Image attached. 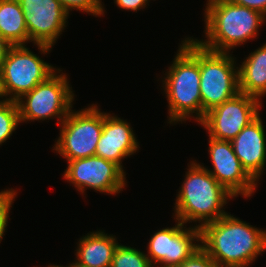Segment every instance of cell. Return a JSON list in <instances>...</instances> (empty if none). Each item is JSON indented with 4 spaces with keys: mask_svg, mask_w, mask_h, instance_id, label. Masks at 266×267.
<instances>
[{
    "mask_svg": "<svg viewBox=\"0 0 266 267\" xmlns=\"http://www.w3.org/2000/svg\"><path fill=\"white\" fill-rule=\"evenodd\" d=\"M64 9L69 13L71 10L87 12L95 16H103L104 6L101 0H59Z\"/></svg>",
    "mask_w": 266,
    "mask_h": 267,
    "instance_id": "cell-21",
    "label": "cell"
},
{
    "mask_svg": "<svg viewBox=\"0 0 266 267\" xmlns=\"http://www.w3.org/2000/svg\"><path fill=\"white\" fill-rule=\"evenodd\" d=\"M17 190L9 189L0 191V242L3 239V235L9 218L10 207L15 200Z\"/></svg>",
    "mask_w": 266,
    "mask_h": 267,
    "instance_id": "cell-22",
    "label": "cell"
},
{
    "mask_svg": "<svg viewBox=\"0 0 266 267\" xmlns=\"http://www.w3.org/2000/svg\"><path fill=\"white\" fill-rule=\"evenodd\" d=\"M0 34L12 46L25 45L30 41L18 0H0Z\"/></svg>",
    "mask_w": 266,
    "mask_h": 267,
    "instance_id": "cell-18",
    "label": "cell"
},
{
    "mask_svg": "<svg viewBox=\"0 0 266 267\" xmlns=\"http://www.w3.org/2000/svg\"><path fill=\"white\" fill-rule=\"evenodd\" d=\"M215 261L202 249H198L178 267H210Z\"/></svg>",
    "mask_w": 266,
    "mask_h": 267,
    "instance_id": "cell-23",
    "label": "cell"
},
{
    "mask_svg": "<svg viewBox=\"0 0 266 267\" xmlns=\"http://www.w3.org/2000/svg\"><path fill=\"white\" fill-rule=\"evenodd\" d=\"M239 91L257 99L266 94V43L238 67Z\"/></svg>",
    "mask_w": 266,
    "mask_h": 267,
    "instance_id": "cell-17",
    "label": "cell"
},
{
    "mask_svg": "<svg viewBox=\"0 0 266 267\" xmlns=\"http://www.w3.org/2000/svg\"><path fill=\"white\" fill-rule=\"evenodd\" d=\"M12 45L0 34V66Z\"/></svg>",
    "mask_w": 266,
    "mask_h": 267,
    "instance_id": "cell-26",
    "label": "cell"
},
{
    "mask_svg": "<svg viewBox=\"0 0 266 267\" xmlns=\"http://www.w3.org/2000/svg\"><path fill=\"white\" fill-rule=\"evenodd\" d=\"M181 44L199 62L203 120L207 112L240 92L238 67L232 54L205 49L193 38Z\"/></svg>",
    "mask_w": 266,
    "mask_h": 267,
    "instance_id": "cell-4",
    "label": "cell"
},
{
    "mask_svg": "<svg viewBox=\"0 0 266 267\" xmlns=\"http://www.w3.org/2000/svg\"><path fill=\"white\" fill-rule=\"evenodd\" d=\"M64 178L79 191L93 189L100 193L117 194L125 187V172L114 162L98 156L69 160Z\"/></svg>",
    "mask_w": 266,
    "mask_h": 267,
    "instance_id": "cell-12",
    "label": "cell"
},
{
    "mask_svg": "<svg viewBox=\"0 0 266 267\" xmlns=\"http://www.w3.org/2000/svg\"><path fill=\"white\" fill-rule=\"evenodd\" d=\"M132 129L126 120L103 112V129L95 156L114 162L124 171L122 159L133 155L140 148Z\"/></svg>",
    "mask_w": 266,
    "mask_h": 267,
    "instance_id": "cell-14",
    "label": "cell"
},
{
    "mask_svg": "<svg viewBox=\"0 0 266 267\" xmlns=\"http://www.w3.org/2000/svg\"><path fill=\"white\" fill-rule=\"evenodd\" d=\"M213 170L207 171L232 195L250 197L257 183L242 167L230 141L209 138L208 148Z\"/></svg>",
    "mask_w": 266,
    "mask_h": 267,
    "instance_id": "cell-13",
    "label": "cell"
},
{
    "mask_svg": "<svg viewBox=\"0 0 266 267\" xmlns=\"http://www.w3.org/2000/svg\"><path fill=\"white\" fill-rule=\"evenodd\" d=\"M116 5L123 10L137 11L145 8L149 0H114Z\"/></svg>",
    "mask_w": 266,
    "mask_h": 267,
    "instance_id": "cell-25",
    "label": "cell"
},
{
    "mask_svg": "<svg viewBox=\"0 0 266 267\" xmlns=\"http://www.w3.org/2000/svg\"><path fill=\"white\" fill-rule=\"evenodd\" d=\"M20 124L16 101L0 100V145L15 132Z\"/></svg>",
    "mask_w": 266,
    "mask_h": 267,
    "instance_id": "cell-20",
    "label": "cell"
},
{
    "mask_svg": "<svg viewBox=\"0 0 266 267\" xmlns=\"http://www.w3.org/2000/svg\"><path fill=\"white\" fill-rule=\"evenodd\" d=\"M260 102L253 96L239 92L233 98L207 112L200 124L208 131L209 137L231 141L260 115L259 108L262 107Z\"/></svg>",
    "mask_w": 266,
    "mask_h": 267,
    "instance_id": "cell-10",
    "label": "cell"
},
{
    "mask_svg": "<svg viewBox=\"0 0 266 267\" xmlns=\"http://www.w3.org/2000/svg\"><path fill=\"white\" fill-rule=\"evenodd\" d=\"M60 71L57 69L45 81L16 100L21 123L44 121L52 117H57L58 123H61L66 118L73 107L74 93L66 75Z\"/></svg>",
    "mask_w": 266,
    "mask_h": 267,
    "instance_id": "cell-6",
    "label": "cell"
},
{
    "mask_svg": "<svg viewBox=\"0 0 266 267\" xmlns=\"http://www.w3.org/2000/svg\"><path fill=\"white\" fill-rule=\"evenodd\" d=\"M100 110L94 104L79 111L71 109L60 123V136L53 150L66 161L95 156L103 129V112Z\"/></svg>",
    "mask_w": 266,
    "mask_h": 267,
    "instance_id": "cell-7",
    "label": "cell"
},
{
    "mask_svg": "<svg viewBox=\"0 0 266 267\" xmlns=\"http://www.w3.org/2000/svg\"><path fill=\"white\" fill-rule=\"evenodd\" d=\"M48 267H63V266H57V265H50V266H48ZM66 267H67V265H66Z\"/></svg>",
    "mask_w": 266,
    "mask_h": 267,
    "instance_id": "cell-30",
    "label": "cell"
},
{
    "mask_svg": "<svg viewBox=\"0 0 266 267\" xmlns=\"http://www.w3.org/2000/svg\"><path fill=\"white\" fill-rule=\"evenodd\" d=\"M118 244L115 235L105 234L104 231L87 233L79 239L75 262L86 267H111Z\"/></svg>",
    "mask_w": 266,
    "mask_h": 267,
    "instance_id": "cell-16",
    "label": "cell"
},
{
    "mask_svg": "<svg viewBox=\"0 0 266 267\" xmlns=\"http://www.w3.org/2000/svg\"><path fill=\"white\" fill-rule=\"evenodd\" d=\"M235 4L258 11L266 17V0H229Z\"/></svg>",
    "mask_w": 266,
    "mask_h": 267,
    "instance_id": "cell-24",
    "label": "cell"
},
{
    "mask_svg": "<svg viewBox=\"0 0 266 267\" xmlns=\"http://www.w3.org/2000/svg\"><path fill=\"white\" fill-rule=\"evenodd\" d=\"M201 248L228 267H247L266 251V230L226 214L201 229Z\"/></svg>",
    "mask_w": 266,
    "mask_h": 267,
    "instance_id": "cell-1",
    "label": "cell"
},
{
    "mask_svg": "<svg viewBox=\"0 0 266 267\" xmlns=\"http://www.w3.org/2000/svg\"><path fill=\"white\" fill-rule=\"evenodd\" d=\"M210 267H228V266H224L223 264L214 262Z\"/></svg>",
    "mask_w": 266,
    "mask_h": 267,
    "instance_id": "cell-28",
    "label": "cell"
},
{
    "mask_svg": "<svg viewBox=\"0 0 266 267\" xmlns=\"http://www.w3.org/2000/svg\"><path fill=\"white\" fill-rule=\"evenodd\" d=\"M67 267H86V266H81L76 262H72L71 264L69 263V265Z\"/></svg>",
    "mask_w": 266,
    "mask_h": 267,
    "instance_id": "cell-27",
    "label": "cell"
},
{
    "mask_svg": "<svg viewBox=\"0 0 266 267\" xmlns=\"http://www.w3.org/2000/svg\"><path fill=\"white\" fill-rule=\"evenodd\" d=\"M111 267H154L146 253L130 246L118 244Z\"/></svg>",
    "mask_w": 266,
    "mask_h": 267,
    "instance_id": "cell-19",
    "label": "cell"
},
{
    "mask_svg": "<svg viewBox=\"0 0 266 267\" xmlns=\"http://www.w3.org/2000/svg\"><path fill=\"white\" fill-rule=\"evenodd\" d=\"M30 42L47 54L67 26L69 13L59 0H18Z\"/></svg>",
    "mask_w": 266,
    "mask_h": 267,
    "instance_id": "cell-9",
    "label": "cell"
},
{
    "mask_svg": "<svg viewBox=\"0 0 266 267\" xmlns=\"http://www.w3.org/2000/svg\"><path fill=\"white\" fill-rule=\"evenodd\" d=\"M3 93H2V85H1V74H0V98L2 99Z\"/></svg>",
    "mask_w": 266,
    "mask_h": 267,
    "instance_id": "cell-29",
    "label": "cell"
},
{
    "mask_svg": "<svg viewBox=\"0 0 266 267\" xmlns=\"http://www.w3.org/2000/svg\"><path fill=\"white\" fill-rule=\"evenodd\" d=\"M242 167L257 182L266 165V137L258 115L230 141Z\"/></svg>",
    "mask_w": 266,
    "mask_h": 267,
    "instance_id": "cell-15",
    "label": "cell"
},
{
    "mask_svg": "<svg viewBox=\"0 0 266 267\" xmlns=\"http://www.w3.org/2000/svg\"><path fill=\"white\" fill-rule=\"evenodd\" d=\"M162 82L168 100L169 122L186 121L191 116L202 121L199 62L182 46L168 67Z\"/></svg>",
    "mask_w": 266,
    "mask_h": 267,
    "instance_id": "cell-5",
    "label": "cell"
},
{
    "mask_svg": "<svg viewBox=\"0 0 266 267\" xmlns=\"http://www.w3.org/2000/svg\"><path fill=\"white\" fill-rule=\"evenodd\" d=\"M178 220L174 227L163 228L152 235L148 243V254L151 264L156 267H178L201 248V230L186 228ZM196 241V242H194Z\"/></svg>",
    "mask_w": 266,
    "mask_h": 267,
    "instance_id": "cell-11",
    "label": "cell"
},
{
    "mask_svg": "<svg viewBox=\"0 0 266 267\" xmlns=\"http://www.w3.org/2000/svg\"><path fill=\"white\" fill-rule=\"evenodd\" d=\"M204 21L206 40L195 39L214 52L230 53L231 49L258 35L266 17L258 11L229 0H208Z\"/></svg>",
    "mask_w": 266,
    "mask_h": 267,
    "instance_id": "cell-2",
    "label": "cell"
},
{
    "mask_svg": "<svg viewBox=\"0 0 266 267\" xmlns=\"http://www.w3.org/2000/svg\"><path fill=\"white\" fill-rule=\"evenodd\" d=\"M44 62L26 45L12 46L0 66L2 93L5 100L16 101L45 81L57 69Z\"/></svg>",
    "mask_w": 266,
    "mask_h": 267,
    "instance_id": "cell-8",
    "label": "cell"
},
{
    "mask_svg": "<svg viewBox=\"0 0 266 267\" xmlns=\"http://www.w3.org/2000/svg\"><path fill=\"white\" fill-rule=\"evenodd\" d=\"M188 167L174 204V218L176 222L179 220L183 224L199 221L196 227L201 229L205 224L226 215L227 212L222 209L227 200L235 196L222 186L204 165L191 161Z\"/></svg>",
    "mask_w": 266,
    "mask_h": 267,
    "instance_id": "cell-3",
    "label": "cell"
}]
</instances>
